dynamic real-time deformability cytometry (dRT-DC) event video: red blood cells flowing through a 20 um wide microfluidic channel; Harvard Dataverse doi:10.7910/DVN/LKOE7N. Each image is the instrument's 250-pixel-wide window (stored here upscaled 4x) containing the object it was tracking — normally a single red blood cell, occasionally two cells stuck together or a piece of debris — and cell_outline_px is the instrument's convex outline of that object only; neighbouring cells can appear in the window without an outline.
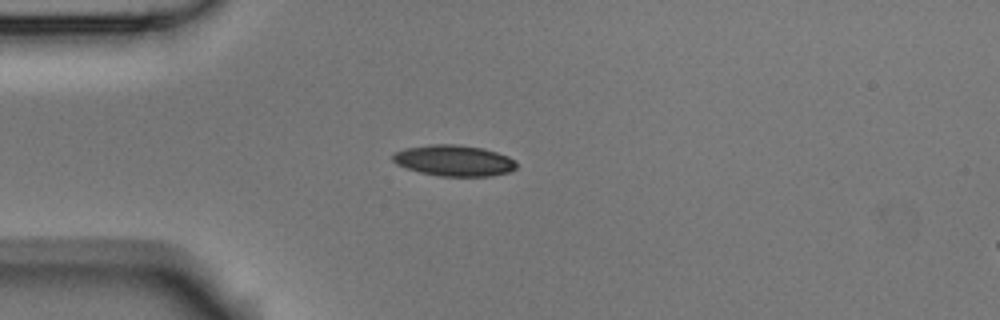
{"species": "Egyptian fruit bat (a non-hibernating species)", "species_latin": "Rousettus aegyptiacus", "temperature_condition": "room temperature", "stored_images_in_passage": 2, "camera_frame_rate_fps": 3000, "um_per_image_px": 0.085, "animal": {"sex": "male"}, "frame": {"image": 1, "passage_image": 1, "time_ms": 0.0, "image_size_px": [1000, 320], "cell_outline_px": [[516, 168], [508, 172], [492, 176], [440, 176], [420, 172], [396, 164], [392, 160], [392, 156], [396, 152], [404, 148], [428, 144], [456, 144], [480, 148], [496, 152], [508, 156], [516, 160]], "centroid_in_image_um": [38.58, 13.64], "position_along_channel_um": 46.4, "area_um2": 22.31}}